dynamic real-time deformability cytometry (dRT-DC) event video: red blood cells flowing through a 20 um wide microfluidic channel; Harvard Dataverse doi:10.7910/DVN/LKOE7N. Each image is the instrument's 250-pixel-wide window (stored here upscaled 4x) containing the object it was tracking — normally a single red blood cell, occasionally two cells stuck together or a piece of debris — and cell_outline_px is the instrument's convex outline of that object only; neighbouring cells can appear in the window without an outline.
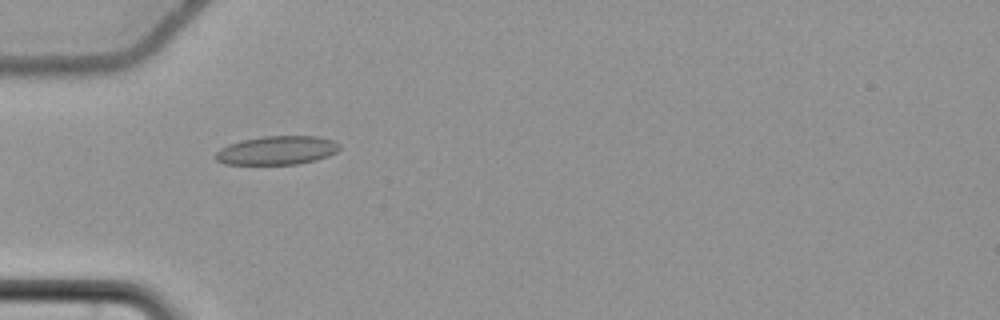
{"species": "common noctule bat (a hibernating species)", "species_latin": "Nyctalus noctula", "temperature_condition": "cold", "stored_images_in_passage": 57, "camera_frame_rate_fps": 3000, "um_per_image_px": 0.085, "animal": {"sex": "female", "body_mass_g": 22.7, "forearm_length_mm": 54.2}, "frame": {"image": 1, "passage_image": 19, "time_ms": 6.0, "image_size_px": [1000, 320], "cell_outline_px": [[340, 148], [336, 152], [328, 156], [316, 160], [296, 164], [224, 164], [216, 160], [212, 156], [220, 148], [228, 144], [244, 140], [264, 136], [316, 136], [332, 140], [340, 144]], "centroid_in_image_um": [23.52, 12.78], "position_along_channel_um": 61.5, "area_um2": 20.75}}
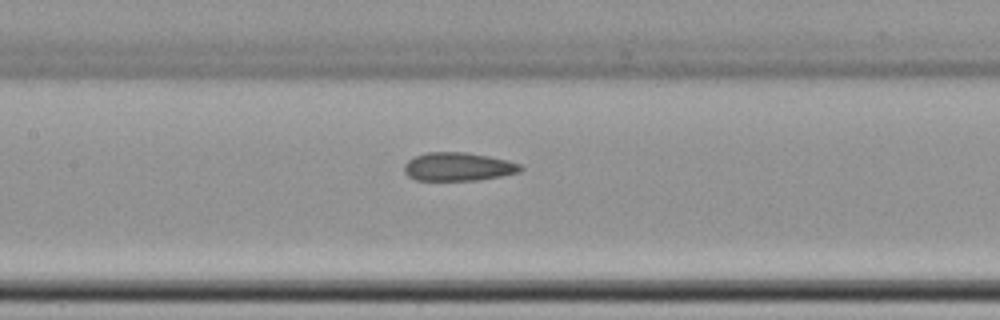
{"frame": {"image": 2, "passage_image": 28, "time_ms": 9.0, "image_size_px": [1000, 320], "cell_outline_px": [[524, 168], [520, 172], [480, 180], [416, 180], [408, 176], [404, 172], [404, 164], [408, 160], [416, 156], [428, 152], [464, 152], [488, 156], [508, 160], [520, 164]], "centroid_in_image_um": [38.95, 14.17], "position_along_channel_um": 168.4, "area_um2": 19.25}}
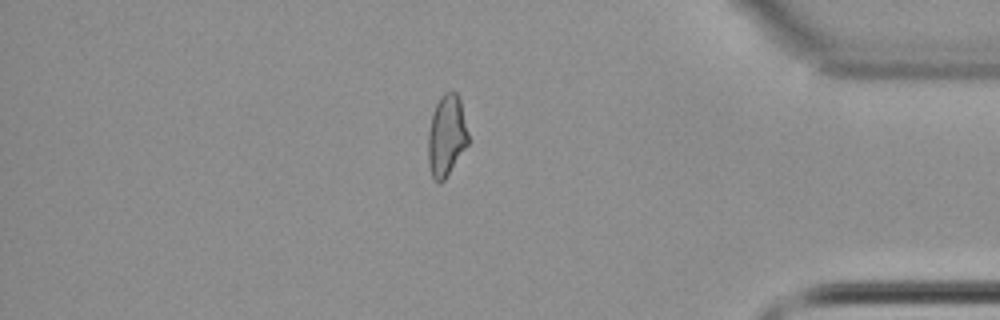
{"frame": {"image": 3, "passage_image": 49, "time_ms": 16.0, "image_size_px": [1000, 320], "cell_outline_px": [[468, 144], [444, 180], [440, 184], [432, 180], [428, 164], [428, 132], [432, 112], [440, 96], [444, 92], [456, 92], [460, 100], [468, 132]], "centroid_in_image_um": [37.93, 11.55], "position_along_channel_um": 397.3, "area_um2": 19.13}, "authors_computed_cell_mechanics": {"area_um2": 19.9988, "velocity_mm_per_s": 3.6938, "shape_relaxation_time_tau1_ms": null, "shape_relaxation_time_tau2_ms": 4.8203, "deformation_change_tau1": null, "deformation_change_tau2": 0.1058}}